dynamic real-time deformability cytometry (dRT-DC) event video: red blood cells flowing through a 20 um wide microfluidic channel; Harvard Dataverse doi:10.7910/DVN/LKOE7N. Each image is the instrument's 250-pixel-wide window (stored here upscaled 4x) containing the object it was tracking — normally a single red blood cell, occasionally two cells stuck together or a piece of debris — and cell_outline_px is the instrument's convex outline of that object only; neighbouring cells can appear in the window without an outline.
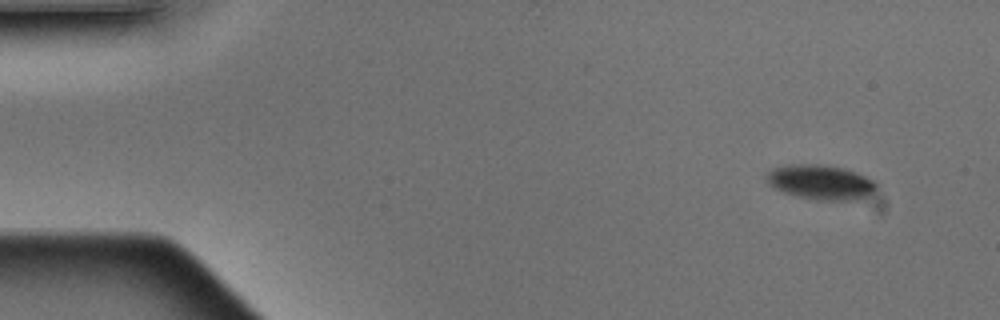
{"species": "Egyptian fruit bat (a non-hibernating species)", "species_latin": "Rousettus aegyptiacus", "temperature_condition": "warm", "stored_images_in_passage": 2, "camera_frame_rate_fps": 3000, "um_per_image_px": 0.085, "animal": {"sex": "male"}, "frame": {"image": 1, "passage_image": 1, "time_ms": 0.0, "image_size_px": [1000, 320], "cell_outline_px": [[880, 212], [816, 200], [784, 192], [768, 184], [768, 172], [772, 168], [796, 164], [820, 164], [840, 168], [856, 172], [872, 180], [876, 184], [880, 200]], "centroid_in_image_um": [70.27, 15.73], "position_along_channel_um": 14.7, "area_um2": 25.37}}